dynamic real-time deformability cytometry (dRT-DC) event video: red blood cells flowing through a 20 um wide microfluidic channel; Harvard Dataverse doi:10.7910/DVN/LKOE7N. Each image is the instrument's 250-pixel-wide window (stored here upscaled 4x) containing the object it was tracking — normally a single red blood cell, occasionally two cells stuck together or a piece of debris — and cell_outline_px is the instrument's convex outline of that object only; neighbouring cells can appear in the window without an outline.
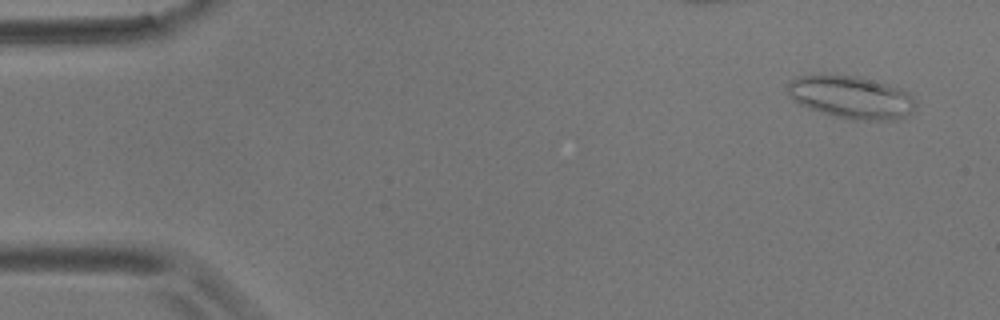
{"species": "common noctule bat (a hibernating species)", "species_latin": "Nyctalus noctula", "temperature_condition": "room temperature", "stored_images_in_passage": 4, "camera_frame_rate_fps": 3000, "um_per_image_px": 0.085, "animal": {"sex": "male", "body_mass_g": 17.9}, "frame": {"image": 1, "passage_image": 1, "time_ms": 0.0, "image_size_px": [1000, 320], "cell_outline_px": [[916, 104], [912, 112], [908, 116], [900, 120], [852, 120], [836, 116], [800, 104], [788, 96], [788, 84], [792, 80], [800, 76], [860, 76], [888, 84], [900, 88], [908, 92], [916, 100]], "centroid_in_image_um": [72.45, 8.28], "position_along_channel_um": 12.6, "area_um2": 31.56}}